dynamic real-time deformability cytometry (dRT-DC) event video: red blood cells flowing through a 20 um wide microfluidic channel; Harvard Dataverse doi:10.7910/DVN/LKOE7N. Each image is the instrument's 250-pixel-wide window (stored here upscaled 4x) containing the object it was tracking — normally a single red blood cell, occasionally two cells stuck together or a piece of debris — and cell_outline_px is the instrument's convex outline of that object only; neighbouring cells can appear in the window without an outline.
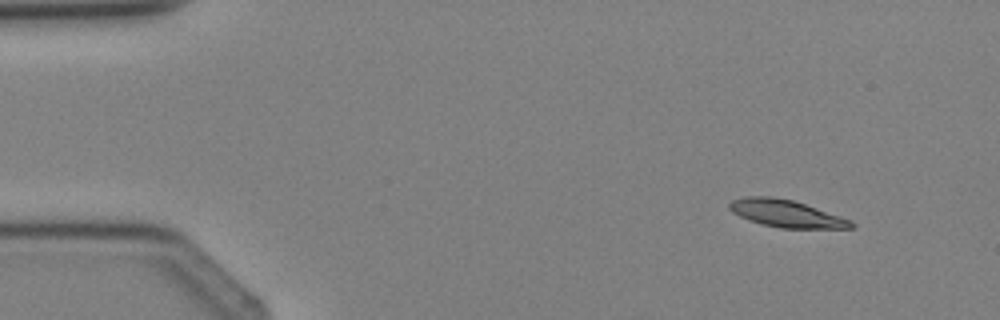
{"species": "Egyptian fruit bat (a non-hibernating species)", "species_latin": "Rousettus aegyptiacus", "temperature_condition": "cold", "stored_images_in_passage": 4, "camera_frame_rate_fps": 3000, "um_per_image_px": 0.085, "animal": {"sex": "female"}, "frame": {"image": 1, "passage_image": 2, "time_ms": 1.0, "image_size_px": [1000, 320], "cell_outline_px": [[856, 224], [852, 228], [780, 228], [748, 220], [732, 212], [728, 208], [728, 204], [732, 200], [744, 196], [772, 196], [792, 200], [852, 220]], "centroid_in_image_um": [66.8, 18.14], "position_along_channel_um": 18.2, "area_um2": 19.25}}
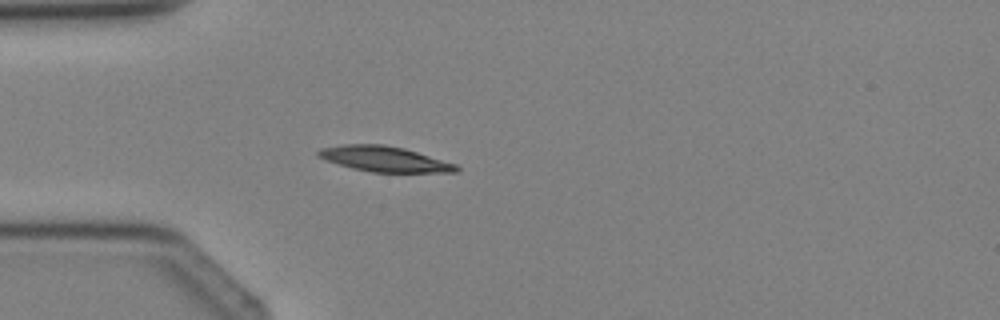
{"frame": {"image": 2, "passage_image": 4, "time_ms": 3.333, "image_size_px": [1000, 320], "cell_outline_px": [[460, 168], [456, 172], [372, 172], [352, 168], [316, 156], [316, 152], [320, 148], [344, 144], [384, 144], [404, 148], [456, 164]], "centroid_in_image_um": [32.66, 13.5], "position_along_channel_um": 52.3, "area_um2": 20.23}}